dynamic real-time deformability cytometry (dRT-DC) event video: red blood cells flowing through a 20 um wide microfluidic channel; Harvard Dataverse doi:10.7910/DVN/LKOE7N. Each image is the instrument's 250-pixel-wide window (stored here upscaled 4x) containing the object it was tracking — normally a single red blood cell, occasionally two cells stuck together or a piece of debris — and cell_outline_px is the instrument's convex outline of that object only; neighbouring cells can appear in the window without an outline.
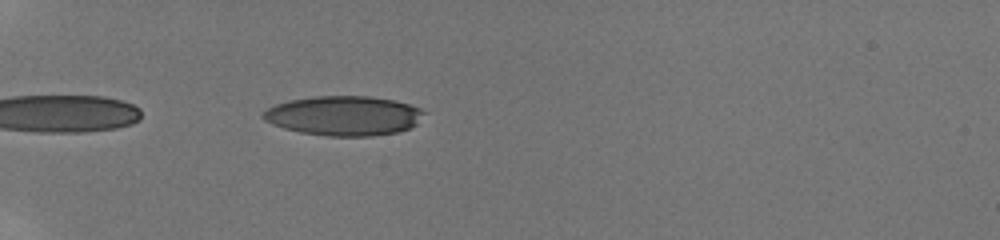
{"species": "human", "species_latin": "Homo sapiens", "temperature_condition": "room temperature", "stored_images_in_passage": 9, "camera_frame_rate_fps": 3000, "um_per_image_px": 0.085, "donor": {"sex": "male"}, "frame": {"image": 1, "passage_image": 5, "time_ms": 1.0, "image_size_px": [1000, 240], "cell_outline_px": [[428, 112], [412, 128], [396, 132], [372, 136], [328, 136], [300, 132], [284, 128], [272, 124], [264, 120], [260, 116], [260, 112], [276, 104], [288, 100], [312, 96], [368, 96], [392, 100], [408, 104], [420, 108]], "centroid_in_image_um": [29.21, 9.83], "position_along_channel_um": 55.8, "area_um2": 37.4}}